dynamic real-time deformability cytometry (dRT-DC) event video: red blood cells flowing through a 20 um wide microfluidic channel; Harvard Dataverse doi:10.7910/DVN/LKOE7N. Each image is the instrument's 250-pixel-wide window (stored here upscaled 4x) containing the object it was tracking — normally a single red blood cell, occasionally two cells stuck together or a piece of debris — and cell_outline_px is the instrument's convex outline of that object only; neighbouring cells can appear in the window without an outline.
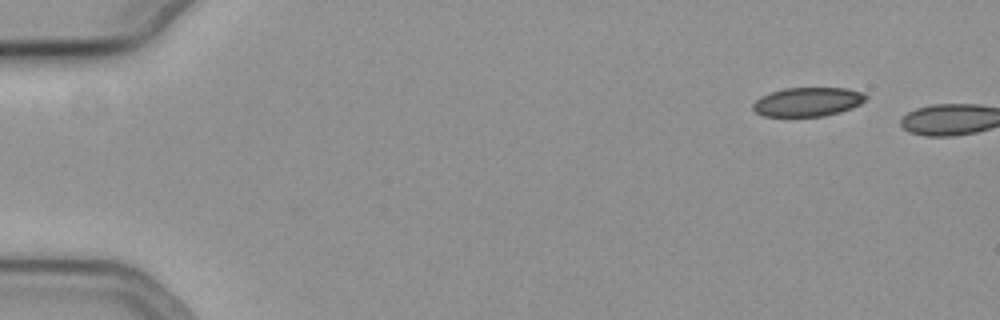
{"species": "common noctule bat (a hibernating species)", "species_latin": "Nyctalus noctula", "temperature_condition": "cold", "stored_images_in_passage": 2, "camera_frame_rate_fps": 3000, "um_per_image_px": 0.085, "animal": {"sex": "female", "body_mass_g": 19.3, "forearm_length_mm": 54.1}, "frame": {"image": 1, "passage_image": 1, "time_ms": 0.0, "image_size_px": [1000, 320], "cell_outline_px": [[868, 96], [860, 104], [852, 108], [840, 112], [824, 116], [764, 116], [756, 112], [752, 108], [752, 104], [760, 96], [784, 88], [844, 88], [864, 92]], "centroid_in_image_um": [68.66, 8.65], "position_along_channel_um": 16.3, "area_um2": 19.07}}